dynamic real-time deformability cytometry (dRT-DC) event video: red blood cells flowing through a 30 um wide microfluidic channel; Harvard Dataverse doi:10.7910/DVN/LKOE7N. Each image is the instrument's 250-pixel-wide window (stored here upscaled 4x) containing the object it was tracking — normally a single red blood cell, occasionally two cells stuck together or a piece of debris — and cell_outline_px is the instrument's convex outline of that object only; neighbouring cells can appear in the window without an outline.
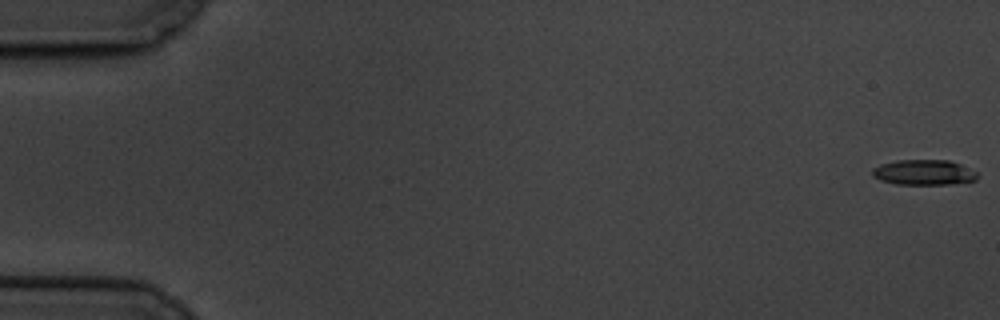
{"species": "common noctule bat (a hibernating species)", "species_latin": "Nyctalus noctula", "temperature_condition": "cold", "stored_images_in_passage": 11, "camera_frame_rate_fps": 3000, "um_per_image_px": 0.085, "animal": {"sex": "male", "body_mass_g": 19.5, "forearm_length_mm": 54.6}, "frame": {"image": 1, "passage_image": 1, "time_ms": 0.0, "image_size_px": [1000, 320], "cell_outline_px": [[976, 180], [952, 184], [896, 184], [880, 180], [872, 176], [872, 168], [880, 164], [896, 160], [948, 160], [960, 164], [976, 172]], "centroid_in_image_um": [78.48, 14.65], "position_along_channel_um": 6.5, "area_um2": 15.43}}
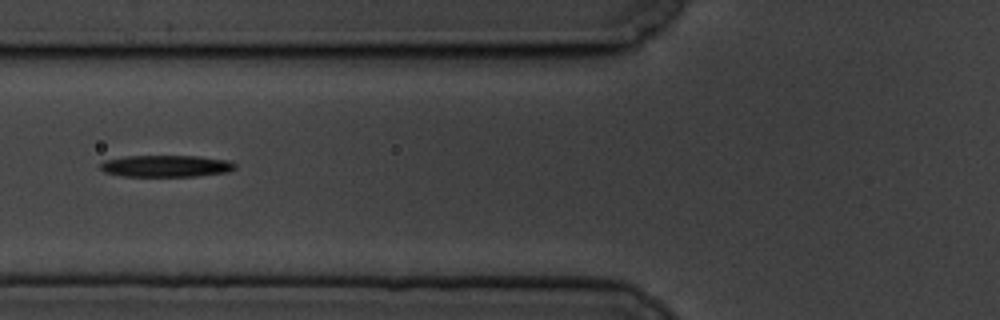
{"frame": {"image": 2, "passage_image": 7, "time_ms": 7.667, "image_size_px": [1000, 320], "cell_outline_px": [[236, 168], [224, 172], [196, 176], [120, 176], [104, 172], [100, 168], [100, 164], [104, 160], [124, 156], [200, 156], [228, 160], [236, 164]], "centroid_in_image_um": [14.08, 14.11], "position_along_channel_um": 111.7, "area_um2": 17.11}}
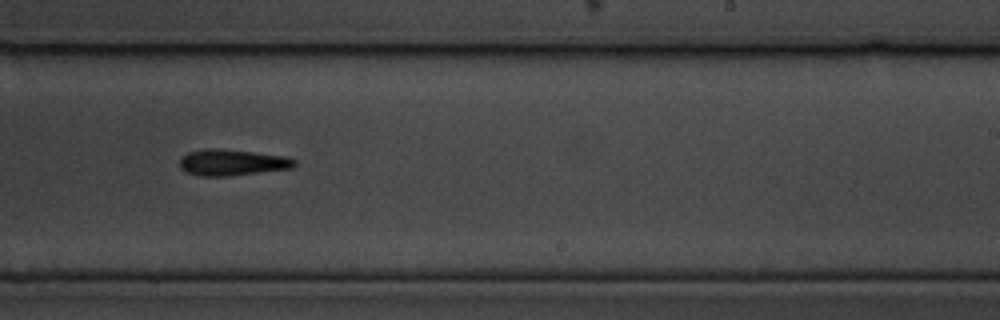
{"frame": {"image": 3, "passage_image": 11, "time_ms": 12.333, "image_size_px": [1000, 320], "cell_outline_px": [[296, 164], [292, 168], [228, 176], [200, 176], [188, 172], [180, 168], [180, 156], [188, 152], [204, 148], [212, 148], [252, 152], [284, 156], [296, 160]], "centroid_in_image_um": [19.69, 13.81], "position_along_channel_um": 269.3, "area_um2": 17.4}}